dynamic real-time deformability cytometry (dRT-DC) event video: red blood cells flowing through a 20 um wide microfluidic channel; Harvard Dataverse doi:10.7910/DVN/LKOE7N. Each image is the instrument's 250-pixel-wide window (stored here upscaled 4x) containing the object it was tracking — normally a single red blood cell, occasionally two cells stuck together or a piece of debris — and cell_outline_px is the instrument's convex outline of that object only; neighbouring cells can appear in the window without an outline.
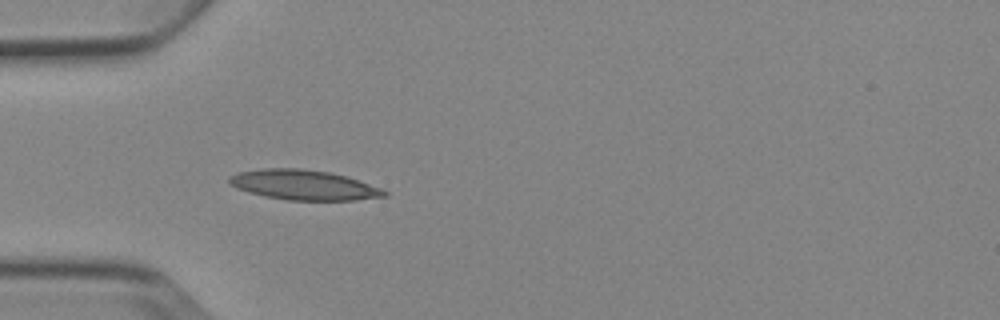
{"species": "Egyptian fruit bat (a non-hibernating species)", "species_latin": "Rousettus aegyptiacus", "temperature_condition": "cold", "stored_images_in_passage": 3, "camera_frame_rate_fps": 3000, "um_per_image_px": 0.085, "animal": {"sex": "female"}, "frame": {"image": 1, "passage_image": 3, "time_ms": 3.0, "image_size_px": [1000, 320], "cell_outline_px": [[388, 196], [356, 200], [288, 200], [264, 196], [248, 192], [236, 188], [228, 180], [228, 176], [236, 172], [264, 168], [300, 168], [328, 172], [348, 176], [380, 188], [388, 192]], "centroid_in_image_um": [25.81, 15.72], "position_along_channel_um": 59.2, "area_um2": 27.17}}